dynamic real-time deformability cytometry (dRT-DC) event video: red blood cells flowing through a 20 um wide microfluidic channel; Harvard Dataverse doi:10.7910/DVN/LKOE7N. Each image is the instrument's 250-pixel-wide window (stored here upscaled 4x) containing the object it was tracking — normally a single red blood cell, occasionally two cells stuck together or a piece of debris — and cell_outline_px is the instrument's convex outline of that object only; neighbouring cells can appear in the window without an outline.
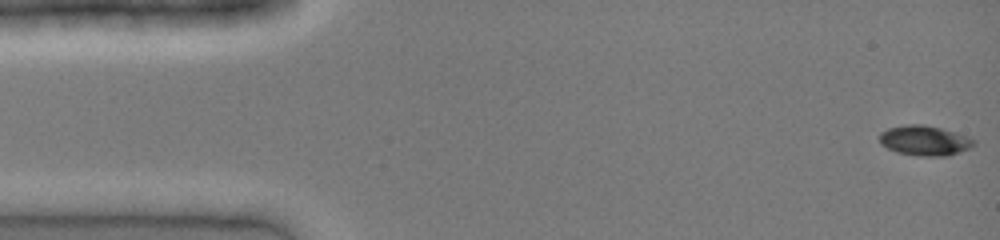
{"species": "common noctule bat (a hibernating species)", "species_latin": "Nyctalus noctula", "temperature_condition": "cold", "stored_images_in_passage": 42, "camera_frame_rate_fps": 3000, "um_per_image_px": 0.085, "animal": {"sex": "female", "body_mass_g": 19.0, "forearm_length_mm": 51.5}, "frame": {"image": 1, "passage_image": 1, "time_ms": 0.0, "image_size_px": [1000, 240], "cell_outline_px": [[976, 144], [972, 148], [948, 156], [920, 156], [896, 152], [880, 144], [880, 132], [888, 128], [904, 124], [924, 124], [956, 132], [968, 136], [976, 140]], "centroid_in_image_um": [78.63, 11.94], "position_along_channel_um": 6.4, "area_um2": 16.76}}
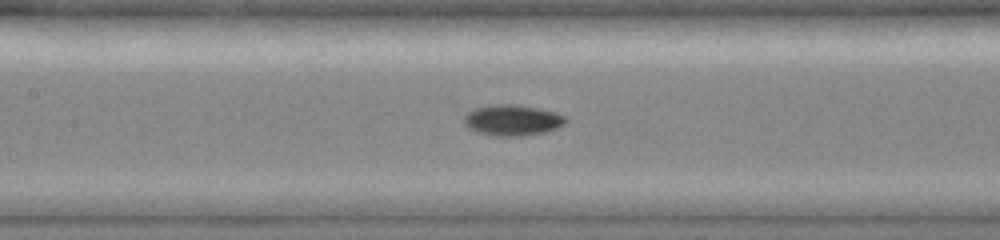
{"frame": {"image": 2, "passage_image": 19, "time_ms": 6.0, "image_size_px": [1000, 240], "cell_outline_px": [[568, 120], [564, 124], [556, 128], [544, 132], [520, 136], [496, 136], [480, 132], [468, 128], [464, 124], [464, 116], [468, 112], [476, 108], [500, 104], [512, 104], [536, 108], [556, 112], [564, 116]], "centroid_in_image_um": [43.56, 10.22], "position_along_channel_um": 163.8, "area_um2": 17.98}}
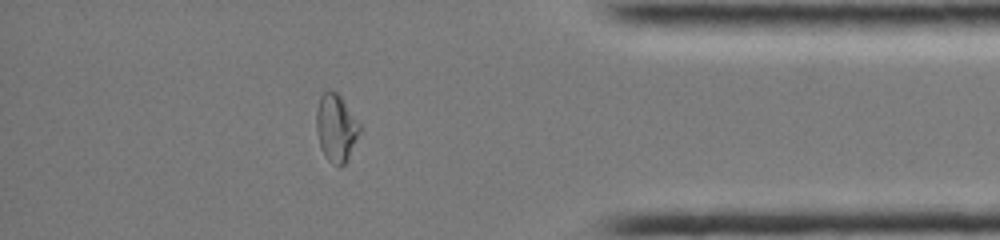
{"frame": {"image": 3, "passage_image": 36, "time_ms": 11.667, "image_size_px": [1000, 240], "cell_outline_px": [[360, 132], [344, 164], [340, 168], [332, 164], [324, 156], [320, 144], [316, 128], [316, 112], [320, 96], [328, 88], [332, 88], [340, 96], [360, 124]], "centroid_in_image_um": [28.54, 10.85], "position_along_channel_um": 406.7, "area_um2": 16.94}}